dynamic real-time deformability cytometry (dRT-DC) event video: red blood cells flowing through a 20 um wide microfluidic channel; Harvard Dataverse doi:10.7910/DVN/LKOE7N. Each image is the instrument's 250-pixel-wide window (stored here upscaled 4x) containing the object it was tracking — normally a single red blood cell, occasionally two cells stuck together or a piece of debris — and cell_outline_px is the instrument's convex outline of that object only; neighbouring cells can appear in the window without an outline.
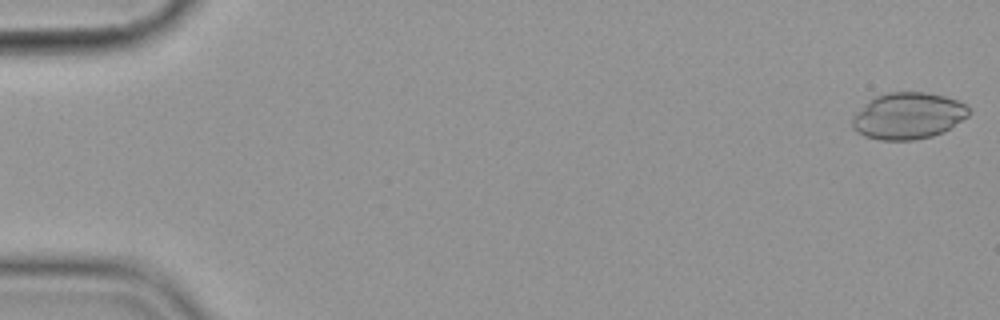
{"species": "common noctule bat (a hibernating species)", "species_latin": "Nyctalus noctula", "temperature_condition": "cold", "stored_images_in_passage": 56, "camera_frame_rate_fps": 3000, "um_per_image_px": 0.085, "animal": {"sex": "female", "body_mass_g": 19.9}, "frame": {"image": 1, "passage_image": 1, "time_ms": 0.0, "image_size_px": [1000, 320], "cell_outline_px": [[972, 112], [968, 116], [944, 132], [932, 136], [916, 140], [880, 140], [864, 136], [856, 132], [852, 128], [852, 116], [856, 112], [876, 96], [888, 92], [924, 92], [944, 96], [956, 100], [964, 104]], "centroid_in_image_um": [77.18, 9.86], "position_along_channel_um": 7.8, "area_um2": 31.62}}
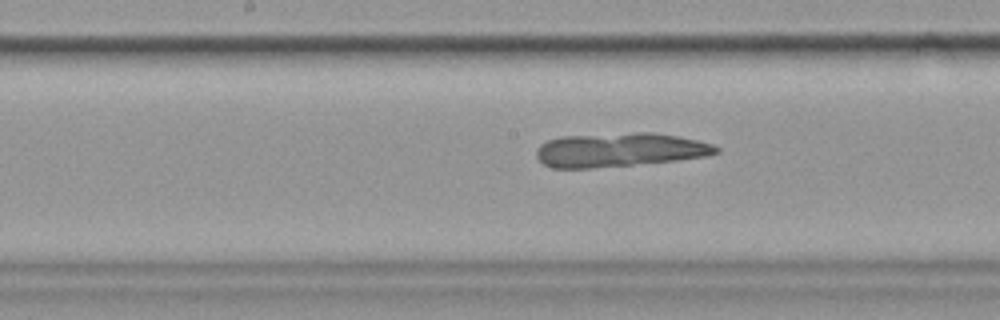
{"frame": {"image": 2, "passage_image": 29, "time_ms": 9.333, "image_size_px": [1000, 320], "cell_outline_px": [[720, 152], [708, 156], [676, 160], [592, 168], [552, 168], [544, 164], [536, 156], [536, 152], [540, 144], [548, 140], [560, 136], [636, 132], [652, 132], [676, 136], [696, 140], [712, 144], [720, 148]], "centroid_in_image_um": [52.66, 12.73], "position_along_channel_um": 195.5, "area_um2": 35.49}}
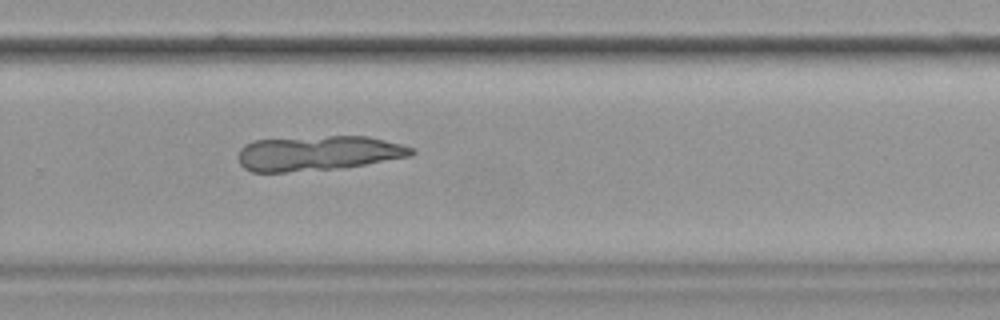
{"frame": {"image": 3, "passage_image": 38, "time_ms": 12.333, "image_size_px": [1000, 320], "cell_outline_px": [[416, 152], [412, 156], [364, 164], [336, 168], [288, 172], [252, 172], [244, 168], [240, 164], [236, 156], [240, 148], [244, 144], [252, 140], [328, 136], [368, 136], [416, 148]], "centroid_in_image_um": [27.0, 13.02], "position_along_channel_um": 302.8, "area_um2": 35.32}}